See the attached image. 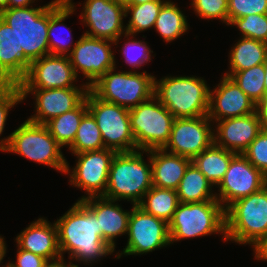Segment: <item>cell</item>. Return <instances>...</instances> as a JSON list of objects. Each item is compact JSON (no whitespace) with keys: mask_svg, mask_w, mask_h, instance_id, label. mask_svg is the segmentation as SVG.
Wrapping results in <instances>:
<instances>
[{"mask_svg":"<svg viewBox=\"0 0 267 267\" xmlns=\"http://www.w3.org/2000/svg\"><path fill=\"white\" fill-rule=\"evenodd\" d=\"M54 222L61 255L65 257L67 253L68 259L75 261L76 266H93L103 257L115 253L114 248L101 237L97 217L81 201L77 200Z\"/></svg>","mask_w":267,"mask_h":267,"instance_id":"cell-1","label":"cell"},{"mask_svg":"<svg viewBox=\"0 0 267 267\" xmlns=\"http://www.w3.org/2000/svg\"><path fill=\"white\" fill-rule=\"evenodd\" d=\"M7 8L0 18L16 33L19 49V82L25 77L31 62L49 55V5Z\"/></svg>","mask_w":267,"mask_h":267,"instance_id":"cell-2","label":"cell"},{"mask_svg":"<svg viewBox=\"0 0 267 267\" xmlns=\"http://www.w3.org/2000/svg\"><path fill=\"white\" fill-rule=\"evenodd\" d=\"M144 153L147 160H144ZM153 186L150 150L116 152L109 170V179L103 197L138 205Z\"/></svg>","mask_w":267,"mask_h":267,"instance_id":"cell-3","label":"cell"},{"mask_svg":"<svg viewBox=\"0 0 267 267\" xmlns=\"http://www.w3.org/2000/svg\"><path fill=\"white\" fill-rule=\"evenodd\" d=\"M210 86L200 76H164L154 78V96L175 118L207 115Z\"/></svg>","mask_w":267,"mask_h":267,"instance_id":"cell-4","label":"cell"},{"mask_svg":"<svg viewBox=\"0 0 267 267\" xmlns=\"http://www.w3.org/2000/svg\"><path fill=\"white\" fill-rule=\"evenodd\" d=\"M226 241L255 247L267 236V188L240 198L225 209Z\"/></svg>","mask_w":267,"mask_h":267,"instance_id":"cell-5","label":"cell"},{"mask_svg":"<svg viewBox=\"0 0 267 267\" xmlns=\"http://www.w3.org/2000/svg\"><path fill=\"white\" fill-rule=\"evenodd\" d=\"M169 224L170 243L208 235L225 234V209L219 201L179 203Z\"/></svg>","mask_w":267,"mask_h":267,"instance_id":"cell-6","label":"cell"},{"mask_svg":"<svg viewBox=\"0 0 267 267\" xmlns=\"http://www.w3.org/2000/svg\"><path fill=\"white\" fill-rule=\"evenodd\" d=\"M109 69L89 88L98 98L132 109L154 95V78L147 71Z\"/></svg>","mask_w":267,"mask_h":267,"instance_id":"cell-7","label":"cell"},{"mask_svg":"<svg viewBox=\"0 0 267 267\" xmlns=\"http://www.w3.org/2000/svg\"><path fill=\"white\" fill-rule=\"evenodd\" d=\"M10 135L6 153L18 154L32 162L51 167L61 174L65 173L67 159L61 150L63 147L44 124L25 120Z\"/></svg>","mask_w":267,"mask_h":267,"instance_id":"cell-8","label":"cell"},{"mask_svg":"<svg viewBox=\"0 0 267 267\" xmlns=\"http://www.w3.org/2000/svg\"><path fill=\"white\" fill-rule=\"evenodd\" d=\"M129 117L136 150L162 149L166 145L175 117L154 95L130 109Z\"/></svg>","mask_w":267,"mask_h":267,"instance_id":"cell-9","label":"cell"},{"mask_svg":"<svg viewBox=\"0 0 267 267\" xmlns=\"http://www.w3.org/2000/svg\"><path fill=\"white\" fill-rule=\"evenodd\" d=\"M87 109L98 125L104 147L116 152L136 150L131 131L129 109L98 98L90 89L86 94Z\"/></svg>","mask_w":267,"mask_h":267,"instance_id":"cell-10","label":"cell"},{"mask_svg":"<svg viewBox=\"0 0 267 267\" xmlns=\"http://www.w3.org/2000/svg\"><path fill=\"white\" fill-rule=\"evenodd\" d=\"M115 154L116 151L109 148L74 154L77 159L73 168L67 161L64 174L69 176V185L83 190L86 194L79 197L78 201L104 196L111 161Z\"/></svg>","mask_w":267,"mask_h":267,"instance_id":"cell-11","label":"cell"},{"mask_svg":"<svg viewBox=\"0 0 267 267\" xmlns=\"http://www.w3.org/2000/svg\"><path fill=\"white\" fill-rule=\"evenodd\" d=\"M127 243L122 251H116V259L123 255H145L163 247L171 246L169 224L160 218L132 205L128 220Z\"/></svg>","mask_w":267,"mask_h":267,"instance_id":"cell-12","label":"cell"},{"mask_svg":"<svg viewBox=\"0 0 267 267\" xmlns=\"http://www.w3.org/2000/svg\"><path fill=\"white\" fill-rule=\"evenodd\" d=\"M112 45H115L112 40L82 34L68 55L75 75L79 79V73L82 72L89 88L109 69L117 67L114 55L116 51L114 52Z\"/></svg>","mask_w":267,"mask_h":267,"instance_id":"cell-13","label":"cell"},{"mask_svg":"<svg viewBox=\"0 0 267 267\" xmlns=\"http://www.w3.org/2000/svg\"><path fill=\"white\" fill-rule=\"evenodd\" d=\"M79 17L88 28L83 34L112 40L115 47H120L119 40L126 34L124 5L115 0H85Z\"/></svg>","mask_w":267,"mask_h":267,"instance_id":"cell-14","label":"cell"},{"mask_svg":"<svg viewBox=\"0 0 267 267\" xmlns=\"http://www.w3.org/2000/svg\"><path fill=\"white\" fill-rule=\"evenodd\" d=\"M74 73L68 56L46 55L30 63L25 77L18 83L20 89L89 88ZM76 84V85H75Z\"/></svg>","mask_w":267,"mask_h":267,"instance_id":"cell-15","label":"cell"},{"mask_svg":"<svg viewBox=\"0 0 267 267\" xmlns=\"http://www.w3.org/2000/svg\"><path fill=\"white\" fill-rule=\"evenodd\" d=\"M213 126L207 115L175 118L169 140L162 149L192 160L214 143Z\"/></svg>","mask_w":267,"mask_h":267,"instance_id":"cell-16","label":"cell"},{"mask_svg":"<svg viewBox=\"0 0 267 267\" xmlns=\"http://www.w3.org/2000/svg\"><path fill=\"white\" fill-rule=\"evenodd\" d=\"M266 177L243 154H237L216 187V199L226 209L236 200L260 191L265 186Z\"/></svg>","mask_w":267,"mask_h":267,"instance_id":"cell-17","label":"cell"},{"mask_svg":"<svg viewBox=\"0 0 267 267\" xmlns=\"http://www.w3.org/2000/svg\"><path fill=\"white\" fill-rule=\"evenodd\" d=\"M23 102L33 95L35 113L27 118L36 124H45L50 119L75 109L86 97L89 88L20 89Z\"/></svg>","mask_w":267,"mask_h":267,"instance_id":"cell-18","label":"cell"},{"mask_svg":"<svg viewBox=\"0 0 267 267\" xmlns=\"http://www.w3.org/2000/svg\"><path fill=\"white\" fill-rule=\"evenodd\" d=\"M256 111V104L228 76L223 75L213 89L210 87L207 116L214 122L242 117Z\"/></svg>","mask_w":267,"mask_h":267,"instance_id":"cell-19","label":"cell"},{"mask_svg":"<svg viewBox=\"0 0 267 267\" xmlns=\"http://www.w3.org/2000/svg\"><path fill=\"white\" fill-rule=\"evenodd\" d=\"M214 123V144L236 154H242L262 131L256 111L246 116L222 119Z\"/></svg>","mask_w":267,"mask_h":267,"instance_id":"cell-20","label":"cell"},{"mask_svg":"<svg viewBox=\"0 0 267 267\" xmlns=\"http://www.w3.org/2000/svg\"><path fill=\"white\" fill-rule=\"evenodd\" d=\"M81 202L97 217L101 237L116 250V239L128 233L131 209L123 210L119 201L103 196L89 197Z\"/></svg>","mask_w":267,"mask_h":267,"instance_id":"cell-21","label":"cell"},{"mask_svg":"<svg viewBox=\"0 0 267 267\" xmlns=\"http://www.w3.org/2000/svg\"><path fill=\"white\" fill-rule=\"evenodd\" d=\"M14 239L21 249L39 255L47 261L62 256L57 226L55 222L51 223L45 217L32 221Z\"/></svg>","mask_w":267,"mask_h":267,"instance_id":"cell-22","label":"cell"},{"mask_svg":"<svg viewBox=\"0 0 267 267\" xmlns=\"http://www.w3.org/2000/svg\"><path fill=\"white\" fill-rule=\"evenodd\" d=\"M76 7L73 0H52L49 5L48 43L50 55L68 56L77 44L78 40L74 41L72 38L71 28L64 24L65 20L75 13ZM64 28L68 31V34L66 33L68 36L66 34V36L63 34L59 36L60 33L57 31H64Z\"/></svg>","mask_w":267,"mask_h":267,"instance_id":"cell-23","label":"cell"},{"mask_svg":"<svg viewBox=\"0 0 267 267\" xmlns=\"http://www.w3.org/2000/svg\"><path fill=\"white\" fill-rule=\"evenodd\" d=\"M150 161L153 186L177 190L191 159L171 154L163 149H151Z\"/></svg>","mask_w":267,"mask_h":267,"instance_id":"cell-24","label":"cell"},{"mask_svg":"<svg viewBox=\"0 0 267 267\" xmlns=\"http://www.w3.org/2000/svg\"><path fill=\"white\" fill-rule=\"evenodd\" d=\"M19 83V49L16 33L0 18V84Z\"/></svg>","mask_w":267,"mask_h":267,"instance_id":"cell-25","label":"cell"},{"mask_svg":"<svg viewBox=\"0 0 267 267\" xmlns=\"http://www.w3.org/2000/svg\"><path fill=\"white\" fill-rule=\"evenodd\" d=\"M213 189L214 186L191 162L186 168L176 192L180 203L218 201Z\"/></svg>","mask_w":267,"mask_h":267,"instance_id":"cell-26","label":"cell"},{"mask_svg":"<svg viewBox=\"0 0 267 267\" xmlns=\"http://www.w3.org/2000/svg\"><path fill=\"white\" fill-rule=\"evenodd\" d=\"M236 155V153L218 147L213 143L209 148L194 157L191 162L216 188L228 170L231 160Z\"/></svg>","mask_w":267,"mask_h":267,"instance_id":"cell-27","label":"cell"},{"mask_svg":"<svg viewBox=\"0 0 267 267\" xmlns=\"http://www.w3.org/2000/svg\"><path fill=\"white\" fill-rule=\"evenodd\" d=\"M227 72L243 71L263 64L267 56V43L240 37L229 52Z\"/></svg>","mask_w":267,"mask_h":267,"instance_id":"cell-28","label":"cell"},{"mask_svg":"<svg viewBox=\"0 0 267 267\" xmlns=\"http://www.w3.org/2000/svg\"><path fill=\"white\" fill-rule=\"evenodd\" d=\"M180 9L178 4L167 0L159 11L154 29L164 42L171 43L189 30L187 16Z\"/></svg>","mask_w":267,"mask_h":267,"instance_id":"cell-29","label":"cell"},{"mask_svg":"<svg viewBox=\"0 0 267 267\" xmlns=\"http://www.w3.org/2000/svg\"><path fill=\"white\" fill-rule=\"evenodd\" d=\"M88 111L86 98L73 110L46 122L49 133L62 147H69L76 136L83 115Z\"/></svg>","mask_w":267,"mask_h":267,"instance_id":"cell-30","label":"cell"},{"mask_svg":"<svg viewBox=\"0 0 267 267\" xmlns=\"http://www.w3.org/2000/svg\"><path fill=\"white\" fill-rule=\"evenodd\" d=\"M179 203L175 190L152 186L137 206L144 212L169 223Z\"/></svg>","mask_w":267,"mask_h":267,"instance_id":"cell-31","label":"cell"},{"mask_svg":"<svg viewBox=\"0 0 267 267\" xmlns=\"http://www.w3.org/2000/svg\"><path fill=\"white\" fill-rule=\"evenodd\" d=\"M166 1L155 0L138 5H126L125 16H130L126 23V34L135 36L154 28L159 11Z\"/></svg>","mask_w":267,"mask_h":267,"instance_id":"cell-32","label":"cell"},{"mask_svg":"<svg viewBox=\"0 0 267 267\" xmlns=\"http://www.w3.org/2000/svg\"><path fill=\"white\" fill-rule=\"evenodd\" d=\"M68 149L72 155L105 149L100 129L89 111L83 115L75 139Z\"/></svg>","mask_w":267,"mask_h":267,"instance_id":"cell-33","label":"cell"},{"mask_svg":"<svg viewBox=\"0 0 267 267\" xmlns=\"http://www.w3.org/2000/svg\"><path fill=\"white\" fill-rule=\"evenodd\" d=\"M223 75L230 77L255 104L266 94L263 64L243 71L225 72Z\"/></svg>","mask_w":267,"mask_h":267,"instance_id":"cell-34","label":"cell"},{"mask_svg":"<svg viewBox=\"0 0 267 267\" xmlns=\"http://www.w3.org/2000/svg\"><path fill=\"white\" fill-rule=\"evenodd\" d=\"M124 37L126 42L122 44L119 51L127 66L136 72V69L142 68L152 60L153 50L146 41L136 39V35L125 34Z\"/></svg>","mask_w":267,"mask_h":267,"instance_id":"cell-35","label":"cell"},{"mask_svg":"<svg viewBox=\"0 0 267 267\" xmlns=\"http://www.w3.org/2000/svg\"><path fill=\"white\" fill-rule=\"evenodd\" d=\"M23 102V96L18 84H0V136L6 126L9 111ZM10 136L0 138V151L5 152L10 142Z\"/></svg>","mask_w":267,"mask_h":267,"instance_id":"cell-36","label":"cell"},{"mask_svg":"<svg viewBox=\"0 0 267 267\" xmlns=\"http://www.w3.org/2000/svg\"><path fill=\"white\" fill-rule=\"evenodd\" d=\"M229 26L236 27L240 37L267 43V14H250L234 19Z\"/></svg>","mask_w":267,"mask_h":267,"instance_id":"cell-37","label":"cell"},{"mask_svg":"<svg viewBox=\"0 0 267 267\" xmlns=\"http://www.w3.org/2000/svg\"><path fill=\"white\" fill-rule=\"evenodd\" d=\"M190 6L197 17L219 20L228 26V0H191Z\"/></svg>","mask_w":267,"mask_h":267,"instance_id":"cell-38","label":"cell"},{"mask_svg":"<svg viewBox=\"0 0 267 267\" xmlns=\"http://www.w3.org/2000/svg\"><path fill=\"white\" fill-rule=\"evenodd\" d=\"M242 154L267 176V131L262 130Z\"/></svg>","mask_w":267,"mask_h":267,"instance_id":"cell-39","label":"cell"},{"mask_svg":"<svg viewBox=\"0 0 267 267\" xmlns=\"http://www.w3.org/2000/svg\"><path fill=\"white\" fill-rule=\"evenodd\" d=\"M250 14H267V0H228V26Z\"/></svg>","mask_w":267,"mask_h":267,"instance_id":"cell-40","label":"cell"},{"mask_svg":"<svg viewBox=\"0 0 267 267\" xmlns=\"http://www.w3.org/2000/svg\"><path fill=\"white\" fill-rule=\"evenodd\" d=\"M16 247H18L16 248V261L10 260L7 262L10 267H44V264L47 262L45 258L21 249L17 244Z\"/></svg>","mask_w":267,"mask_h":267,"instance_id":"cell-41","label":"cell"},{"mask_svg":"<svg viewBox=\"0 0 267 267\" xmlns=\"http://www.w3.org/2000/svg\"><path fill=\"white\" fill-rule=\"evenodd\" d=\"M256 112L258 113L262 130L267 131V93L256 104Z\"/></svg>","mask_w":267,"mask_h":267,"instance_id":"cell-42","label":"cell"},{"mask_svg":"<svg viewBox=\"0 0 267 267\" xmlns=\"http://www.w3.org/2000/svg\"><path fill=\"white\" fill-rule=\"evenodd\" d=\"M255 260L267 262V236L253 248Z\"/></svg>","mask_w":267,"mask_h":267,"instance_id":"cell-43","label":"cell"},{"mask_svg":"<svg viewBox=\"0 0 267 267\" xmlns=\"http://www.w3.org/2000/svg\"><path fill=\"white\" fill-rule=\"evenodd\" d=\"M44 267H79L76 266L75 263H73L70 259L69 262L64 259L63 256H60L56 259L48 260L45 264Z\"/></svg>","mask_w":267,"mask_h":267,"instance_id":"cell-44","label":"cell"},{"mask_svg":"<svg viewBox=\"0 0 267 267\" xmlns=\"http://www.w3.org/2000/svg\"><path fill=\"white\" fill-rule=\"evenodd\" d=\"M38 0H9L8 8H26L34 6L33 3Z\"/></svg>","mask_w":267,"mask_h":267,"instance_id":"cell-45","label":"cell"},{"mask_svg":"<svg viewBox=\"0 0 267 267\" xmlns=\"http://www.w3.org/2000/svg\"><path fill=\"white\" fill-rule=\"evenodd\" d=\"M6 253H7L6 241L4 237L0 235V264L3 263V259L6 257Z\"/></svg>","mask_w":267,"mask_h":267,"instance_id":"cell-46","label":"cell"},{"mask_svg":"<svg viewBox=\"0 0 267 267\" xmlns=\"http://www.w3.org/2000/svg\"><path fill=\"white\" fill-rule=\"evenodd\" d=\"M150 1H155V0H130L127 5H138V4L146 3Z\"/></svg>","mask_w":267,"mask_h":267,"instance_id":"cell-47","label":"cell"},{"mask_svg":"<svg viewBox=\"0 0 267 267\" xmlns=\"http://www.w3.org/2000/svg\"><path fill=\"white\" fill-rule=\"evenodd\" d=\"M264 71H265V80H264V85H265V90L267 93V56L265 59V62L263 63Z\"/></svg>","mask_w":267,"mask_h":267,"instance_id":"cell-48","label":"cell"},{"mask_svg":"<svg viewBox=\"0 0 267 267\" xmlns=\"http://www.w3.org/2000/svg\"><path fill=\"white\" fill-rule=\"evenodd\" d=\"M9 0H0V12L8 8Z\"/></svg>","mask_w":267,"mask_h":267,"instance_id":"cell-49","label":"cell"},{"mask_svg":"<svg viewBox=\"0 0 267 267\" xmlns=\"http://www.w3.org/2000/svg\"><path fill=\"white\" fill-rule=\"evenodd\" d=\"M115 1L120 3V4H122V5H124V6H126L129 3L130 0H115Z\"/></svg>","mask_w":267,"mask_h":267,"instance_id":"cell-50","label":"cell"},{"mask_svg":"<svg viewBox=\"0 0 267 267\" xmlns=\"http://www.w3.org/2000/svg\"><path fill=\"white\" fill-rule=\"evenodd\" d=\"M2 267H10V266L6 262L5 265H2Z\"/></svg>","mask_w":267,"mask_h":267,"instance_id":"cell-51","label":"cell"},{"mask_svg":"<svg viewBox=\"0 0 267 267\" xmlns=\"http://www.w3.org/2000/svg\"><path fill=\"white\" fill-rule=\"evenodd\" d=\"M265 187L267 188V177H266V180H265Z\"/></svg>","mask_w":267,"mask_h":267,"instance_id":"cell-52","label":"cell"}]
</instances>
